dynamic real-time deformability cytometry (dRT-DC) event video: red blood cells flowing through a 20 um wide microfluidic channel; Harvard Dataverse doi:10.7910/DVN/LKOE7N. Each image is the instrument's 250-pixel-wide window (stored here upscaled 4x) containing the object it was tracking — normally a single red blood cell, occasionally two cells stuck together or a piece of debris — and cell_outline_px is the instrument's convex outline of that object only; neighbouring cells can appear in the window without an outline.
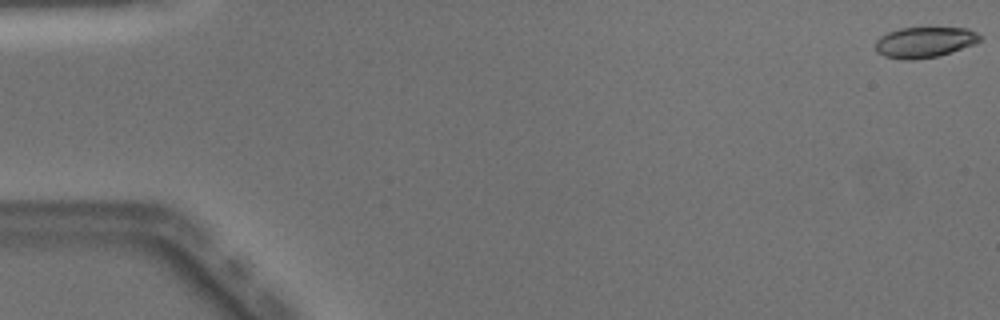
{"species": "Egyptian fruit bat (a non-hibernating species)", "species_latin": "Rousettus aegyptiacus", "temperature_condition": "warm", "stored_images_in_passage": 15, "camera_frame_rate_fps": 3000, "um_per_image_px": 0.085, "animal": {"sex": "male"}, "frame": {"image": 1, "passage_image": 1, "time_ms": 0.0, "image_size_px": [1000, 320], "cell_outline_px": [[984, 36], [980, 40], [972, 44], [936, 56], [916, 60], [904, 60], [884, 56], [876, 52], [876, 40], [880, 36], [888, 32], [900, 28], [968, 28]], "centroid_in_image_um": [78.55, 3.58], "position_along_channel_um": 6.4, "area_um2": 18.5}}
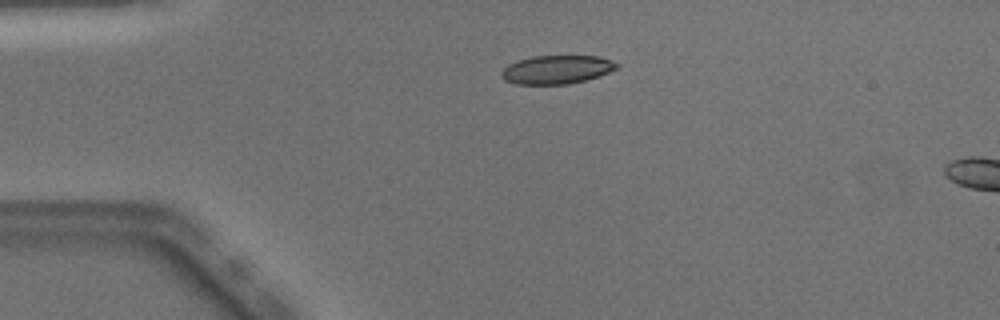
{"frame": {"image": 2, "passage_image": 12, "time_ms": 3.667, "image_size_px": [1000, 320], "cell_outline_px": [[620, 64], [616, 68], [608, 72], [584, 80], [568, 84], [516, 84], [504, 80], [500, 76], [500, 72], [508, 64], [532, 56], [600, 56], [612, 60]], "centroid_in_image_um": [47.29, 5.91], "position_along_channel_um": 37.7, "area_um2": 19.07}}